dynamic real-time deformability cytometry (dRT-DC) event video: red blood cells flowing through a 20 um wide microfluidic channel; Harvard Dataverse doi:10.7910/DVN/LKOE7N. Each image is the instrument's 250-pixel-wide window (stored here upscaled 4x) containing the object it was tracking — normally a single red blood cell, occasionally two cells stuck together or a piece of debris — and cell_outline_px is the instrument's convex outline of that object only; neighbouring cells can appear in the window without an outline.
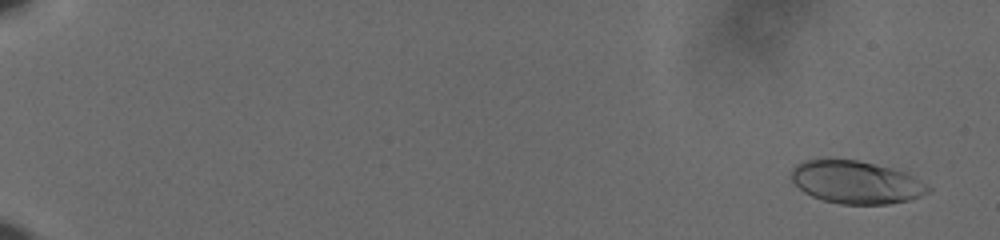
{"species": "human", "species_latin": "Homo sapiens", "temperature_condition": "cold", "stored_images_in_passage": 47, "camera_frame_rate_fps": 3000, "um_per_image_px": 0.085, "donor": {"sex": "male"}, "frame": {"image": 1, "passage_image": 2, "time_ms": 0.333, "image_size_px": [1000, 240], "cell_outline_px": [[932, 188], [928, 192], [920, 196], [908, 200], [888, 204], [840, 204], [824, 200], [812, 196], [804, 192], [792, 180], [792, 168], [796, 164], [804, 160], [856, 160], [892, 168], [904, 172], [928, 184]], "centroid_in_image_um": [72.78, 15.5], "position_along_channel_um": 12.2, "area_um2": 33.76}}
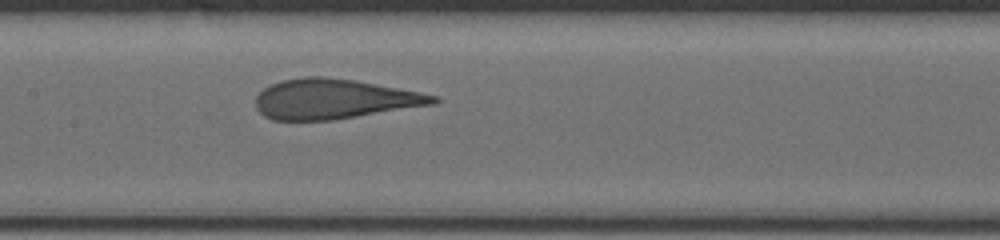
{"frame": {"image": 2, "passage_image": 27, "time_ms": 8.667, "image_size_px": [1000, 240], "cell_outline_px": [[440, 100], [436, 104], [332, 120], [272, 120], [264, 116], [256, 108], [256, 96], [264, 88], [280, 80], [304, 76], [328, 76], [356, 80], [420, 92], [436, 96]], "centroid_in_image_um": [28.39, 8.41], "position_along_channel_um": 179.0, "area_um2": 41.44}}
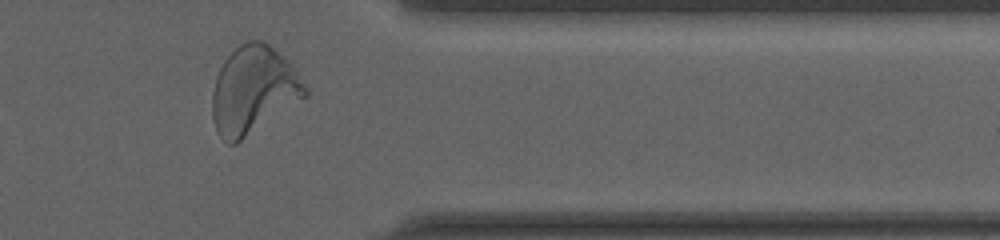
{"frame": {"image": 3, "passage_image": 45, "time_ms": 14.667, "image_size_px": [1000, 240], "cell_outline_px": [[308, 96], [236, 144], [228, 144], [216, 132], [212, 116], [212, 92], [216, 76], [224, 60], [240, 44], [248, 40], [264, 40], [292, 68], [308, 92]], "centroid_in_image_um": [21.49, 7.7], "position_along_channel_um": 389.9, "area_um2": 46.7}, "authors_computed_cell_mechanics": {"area_um2": 41.7894, "velocity_mm_per_s": 3.6164, "shape_relaxation_time_tau1_ms": 8.2121, "shape_relaxation_time_tau2_ms": null, "deformation_change_tau1": 0.2442, "deformation_change_tau2": null}}